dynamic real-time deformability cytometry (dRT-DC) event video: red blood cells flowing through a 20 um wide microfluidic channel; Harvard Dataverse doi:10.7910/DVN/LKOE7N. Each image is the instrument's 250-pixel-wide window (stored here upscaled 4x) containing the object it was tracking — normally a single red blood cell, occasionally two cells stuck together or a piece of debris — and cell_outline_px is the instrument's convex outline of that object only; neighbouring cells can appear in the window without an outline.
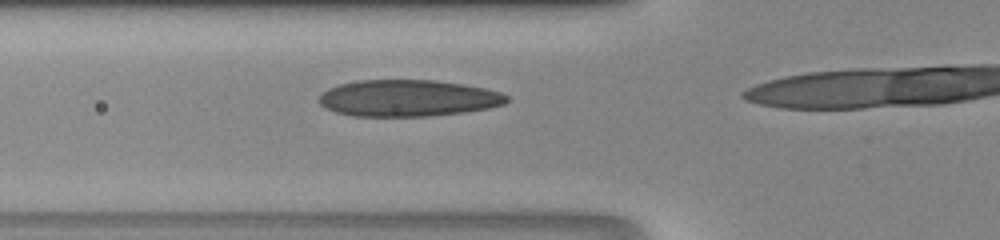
{"species": "human", "species_latin": "Homo sapiens", "temperature_condition": "room temperature", "stored_images_in_passage": 17, "camera_frame_rate_fps": 3000, "um_per_image_px": 0.085, "donor": {"sex": "male"}, "frame": {"image": 1, "passage_image": 13, "time_ms": 4.0, "image_size_px": [1000, 240], "cell_outline_px": [[508, 100], [504, 104], [488, 108], [464, 112], [428, 116], [352, 116], [336, 112], [324, 108], [320, 104], [320, 92], [328, 88], [340, 84], [356, 80], [432, 80], [460, 84], [484, 88], [500, 92], [508, 96]], "centroid_in_image_um": [34.63, 8.34], "position_along_channel_um": 91.2, "area_um2": 40.0}}
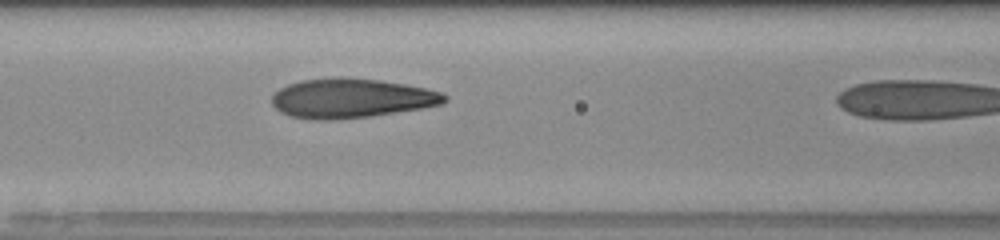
{"frame": {"image": 2, "passage_image": 16, "time_ms": 5.0, "image_size_px": [1000, 240], "cell_outline_px": [[448, 100], [444, 104], [372, 116], [328, 120], [316, 120], [292, 116], [280, 112], [272, 104], [272, 96], [280, 88], [288, 84], [300, 80], [332, 76], [340, 76], [380, 80], [404, 84], [424, 88], [440, 92], [448, 96]], "centroid_in_image_um": [29.84, 8.34], "position_along_channel_um": 136.8, "area_um2": 39.82}}